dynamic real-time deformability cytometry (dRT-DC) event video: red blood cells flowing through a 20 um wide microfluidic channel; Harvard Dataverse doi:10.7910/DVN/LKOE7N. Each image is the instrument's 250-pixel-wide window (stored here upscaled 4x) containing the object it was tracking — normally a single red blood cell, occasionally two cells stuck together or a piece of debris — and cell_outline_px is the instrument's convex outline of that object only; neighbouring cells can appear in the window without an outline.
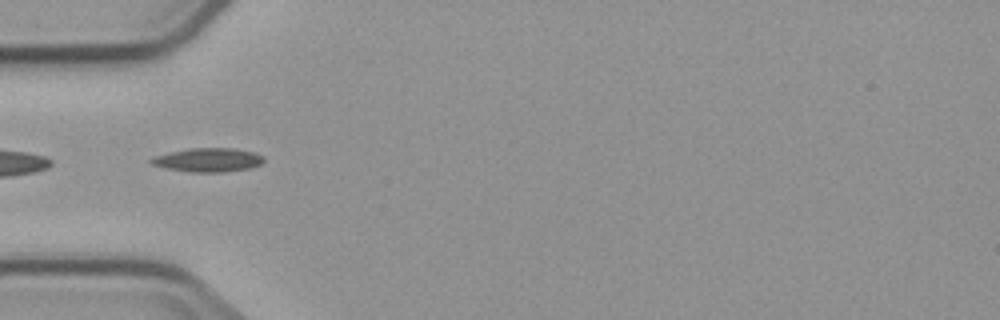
{"species": "common noctule bat (a hibernating species)", "species_latin": "Nyctalus noctula", "temperature_condition": "cold", "stored_images_in_passage": 5, "segment_of_instrument_passage": [2, 2], "camera_frame_rate_fps": 3000, "um_per_image_px": 0.085, "animal": {"sex": "male", "body_mass_g": 23.1, "forearm_length_mm": 52.7}, "frame": {"image": 1, "passage_image": 3, "time_ms": 3.333, "image_size_px": [1000, 320], "cell_outline_px": [[264, 160], [260, 164], [248, 168], [224, 172], [188, 172], [168, 168], [152, 164], [148, 160], [156, 156], [188, 148], [232, 148], [256, 152], [264, 156]], "centroid_in_image_um": [17.72, 13.59], "position_along_channel_um": 67.3, "area_um2": 15.49}}
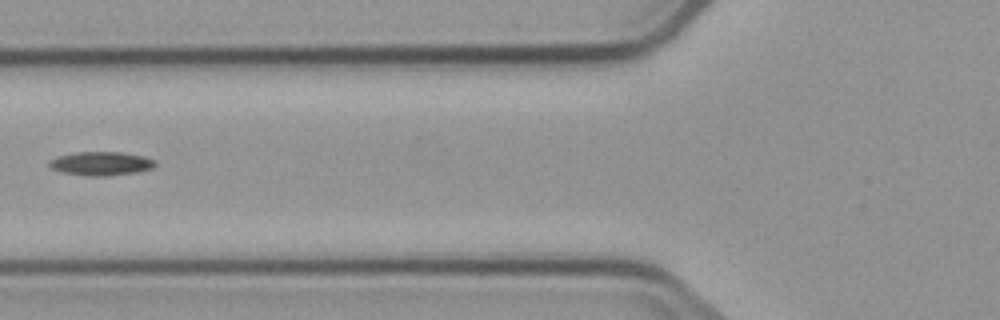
{"frame": {"image": 2, "passage_image": 4, "time_ms": 4.667, "image_size_px": [1000, 320], "cell_outline_px": [[156, 164], [152, 168], [136, 172], [108, 176], [88, 176], [64, 172], [52, 168], [48, 164], [52, 160], [60, 156], [76, 152], [120, 152], [144, 156], [152, 160]], "centroid_in_image_um": [8.61, 13.9], "position_along_channel_um": 117.2, "area_um2": 14.33}}
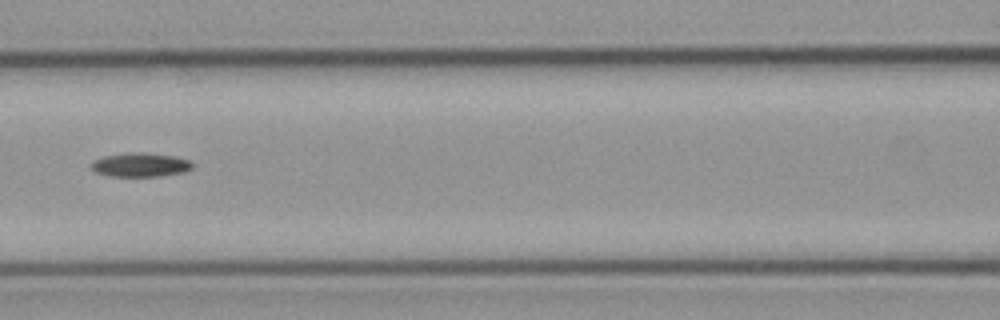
{"frame": {"image": 3, "passage_image": 5, "time_ms": 5.667, "image_size_px": [1000, 320], "cell_outline_px": [[192, 168], [184, 172], [160, 176], [112, 176], [96, 172], [92, 168], [92, 164], [96, 160], [104, 156], [140, 152], [172, 156], [188, 160], [192, 164]], "centroid_in_image_um": [11.96, 14.02], "position_along_channel_um": 154.6, "area_um2": 13.64}}